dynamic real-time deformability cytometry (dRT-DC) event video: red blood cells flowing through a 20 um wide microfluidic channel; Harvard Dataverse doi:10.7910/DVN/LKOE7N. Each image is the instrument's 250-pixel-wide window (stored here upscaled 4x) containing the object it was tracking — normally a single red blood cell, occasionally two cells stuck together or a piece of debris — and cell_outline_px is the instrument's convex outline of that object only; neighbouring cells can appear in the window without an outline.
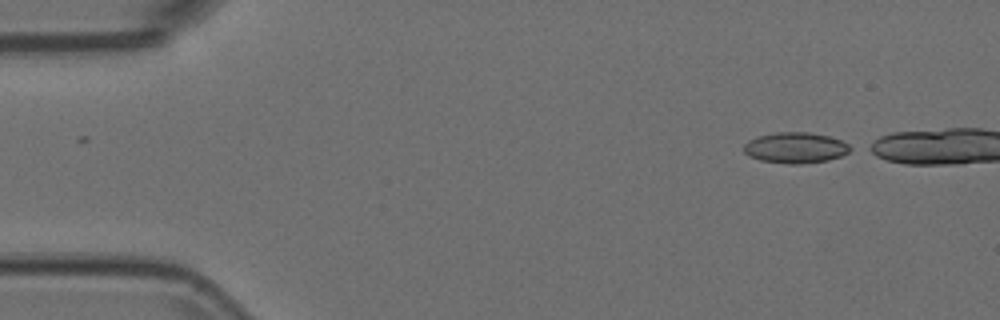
{"species": "Egyptian fruit bat (a non-hibernating species)", "species_latin": "Rousettus aegyptiacus", "temperature_condition": "room temperature", "stored_images_in_passage": 11, "camera_frame_rate_fps": 3000, "um_per_image_px": 0.085, "animal": {"sex": "female"}, "frame": {"image": 1, "passage_image": 1, "time_ms": 0.0, "image_size_px": [1000, 320], "cell_outline_px": [[856, 148], [840, 156], [828, 160], [800, 164], [788, 164], [760, 160], [748, 156], [744, 152], [744, 144], [748, 140], [756, 136], [776, 132], [808, 132], [828, 136], [840, 140]], "centroid_in_image_um": [67.6, 12.56], "position_along_channel_um": 17.4, "area_um2": 19.25}}
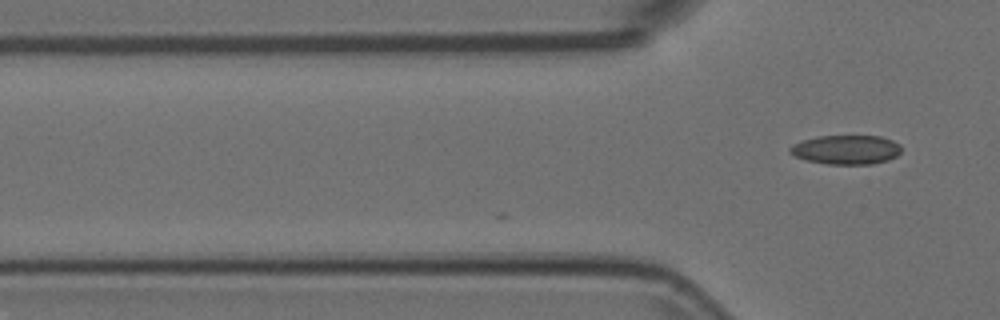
{"frame": {"image": 2, "passage_image": 11, "time_ms": 3.333, "image_size_px": [1000, 320], "cell_outline_px": [[900, 152], [896, 156], [888, 160], [872, 164], [828, 164], [808, 160], [796, 156], [788, 152], [788, 148], [792, 144], [816, 136], [880, 136], [892, 140], [900, 144]], "centroid_in_image_um": [71.92, 12.72], "position_along_channel_um": 53.9, "area_um2": 18.9}}